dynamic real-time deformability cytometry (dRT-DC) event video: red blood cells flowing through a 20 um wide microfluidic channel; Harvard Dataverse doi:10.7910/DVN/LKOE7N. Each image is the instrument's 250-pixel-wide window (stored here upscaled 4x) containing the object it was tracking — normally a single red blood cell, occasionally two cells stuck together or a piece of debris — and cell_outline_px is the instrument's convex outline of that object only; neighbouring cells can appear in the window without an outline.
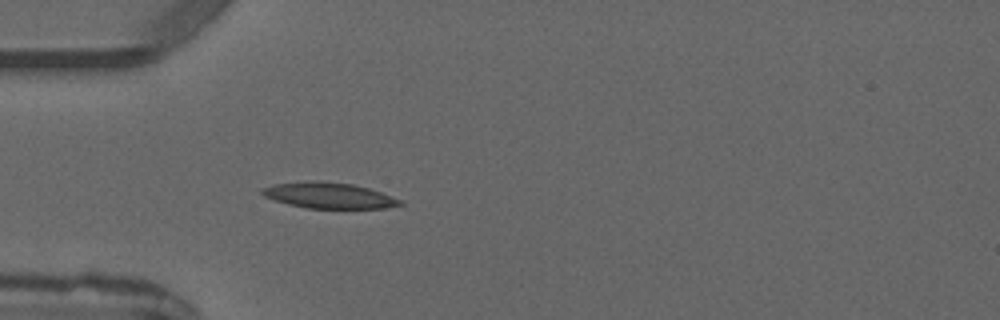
{"species": "common noctule bat (a hibernating species)", "species_latin": "Nyctalus noctula", "temperature_condition": "warm", "stored_images_in_passage": 3, "camera_frame_rate_fps": 3000, "um_per_image_px": 0.085, "animal": {"sex": "male", "forearm_length_mm": 52.5}, "frame": {"image": 1, "passage_image": 3, "time_ms": 3.667, "image_size_px": [1000, 320], "cell_outline_px": [[404, 204], [384, 208], [308, 208], [288, 204], [264, 196], [260, 192], [260, 188], [276, 184], [316, 180], [352, 184], [368, 188], [404, 200]], "centroid_in_image_um": [27.97, 16.61], "position_along_channel_um": 57.0, "area_um2": 20.63}}